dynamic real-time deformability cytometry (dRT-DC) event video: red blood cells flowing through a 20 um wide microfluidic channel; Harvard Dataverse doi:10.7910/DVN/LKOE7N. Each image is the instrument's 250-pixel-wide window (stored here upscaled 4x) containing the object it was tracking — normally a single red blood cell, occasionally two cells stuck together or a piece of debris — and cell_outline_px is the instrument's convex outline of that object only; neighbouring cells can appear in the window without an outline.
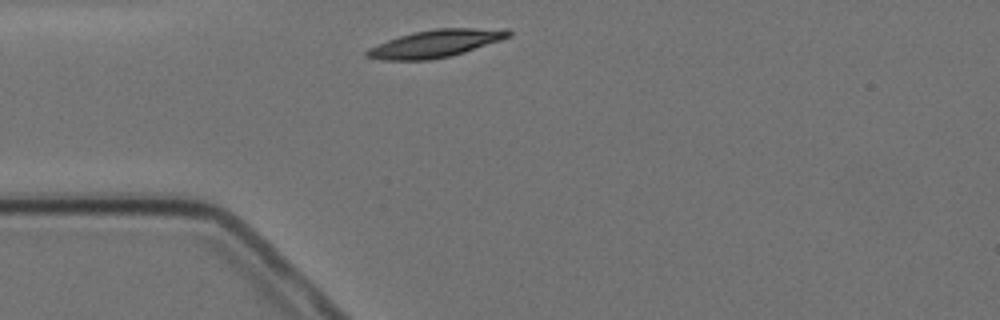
{"species": "Egyptian fruit bat (a non-hibernating species)", "species_latin": "Rousettus aegyptiacus", "temperature_condition": "cold", "stored_images_in_passage": 2, "camera_frame_rate_fps": 3000, "um_per_image_px": 0.085, "animal": {"sex": "female"}, "frame": {"image": 1, "passage_image": 1, "time_ms": 0.0, "image_size_px": [1000, 320], "cell_outline_px": [[512, 36], [464, 52], [448, 56], [428, 60], [380, 60], [364, 56], [364, 52], [368, 48], [388, 40], [412, 32], [436, 28], [504, 28], [512, 32]], "centroid_in_image_um": [37.01, 3.69], "position_along_channel_um": 48.0, "area_um2": 22.66}}